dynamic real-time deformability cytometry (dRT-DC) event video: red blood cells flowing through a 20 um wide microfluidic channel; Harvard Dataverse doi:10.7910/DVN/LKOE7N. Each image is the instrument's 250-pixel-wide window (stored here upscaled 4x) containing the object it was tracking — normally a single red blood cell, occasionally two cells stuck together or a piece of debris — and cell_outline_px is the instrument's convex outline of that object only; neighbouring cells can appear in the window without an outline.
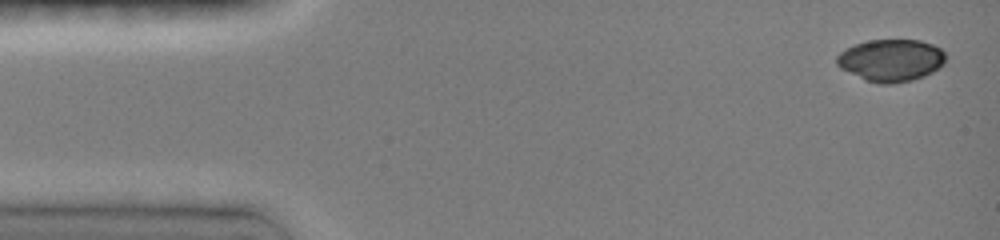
{"species": "common noctule bat (a hibernating species)", "species_latin": "Nyctalus noctula", "temperature_condition": "room temperature", "stored_images_in_passage": 32, "camera_frame_rate_fps": 3000, "um_per_image_px": 0.085, "animal": {"sex": "female", "body_mass_g": 19.0, "forearm_length_mm": 51.5}, "frame": {"image": 1, "passage_image": 1, "time_ms": 0.0, "image_size_px": [1000, 240], "cell_outline_px": [[944, 64], [932, 72], [924, 76], [912, 80], [892, 84], [880, 84], [864, 80], [840, 68], [836, 64], [836, 56], [840, 52], [856, 44], [868, 40], [920, 40], [932, 44], [940, 48], [944, 52]], "centroid_in_image_um": [75.72, 5.13], "position_along_channel_um": 9.3, "area_um2": 26.76}}
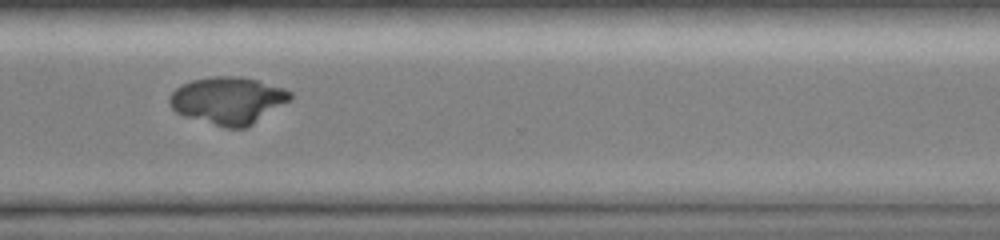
{"frame": {"image": 2, "passage_image": 24, "time_ms": 7.667, "image_size_px": [1000, 240], "cell_outline_px": [[292, 100], [252, 124], [244, 128], [224, 128], [184, 116], [176, 112], [168, 104], [168, 100], [172, 92], [180, 84], [192, 80], [216, 76], [236, 76], [256, 80], [284, 88], [292, 92]], "centroid_in_image_um": [19.37, 8.54], "position_along_channel_um": 351.2, "area_um2": 33.29}}
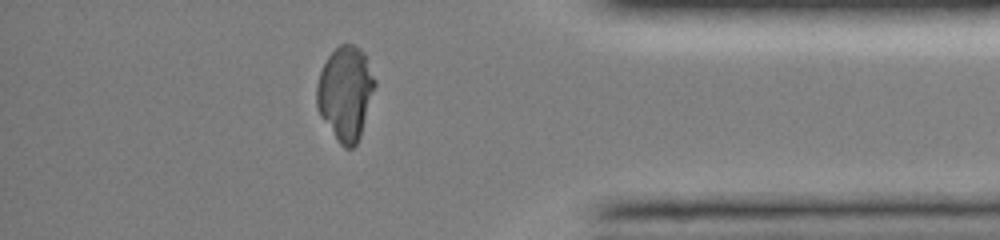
{"frame": {"image": 3, "passage_image": 29, "time_ms": 9.333, "image_size_px": [1000, 240], "cell_outline_px": [[376, 84], [360, 136], [356, 144], [352, 148], [344, 148], [336, 140], [320, 116], [316, 108], [316, 84], [320, 72], [328, 56], [340, 44], [352, 44], [360, 48], [364, 52], [376, 80]], "centroid_in_image_um": [29.35, 7.92], "position_along_channel_um": 405.9, "area_um2": 31.96}}